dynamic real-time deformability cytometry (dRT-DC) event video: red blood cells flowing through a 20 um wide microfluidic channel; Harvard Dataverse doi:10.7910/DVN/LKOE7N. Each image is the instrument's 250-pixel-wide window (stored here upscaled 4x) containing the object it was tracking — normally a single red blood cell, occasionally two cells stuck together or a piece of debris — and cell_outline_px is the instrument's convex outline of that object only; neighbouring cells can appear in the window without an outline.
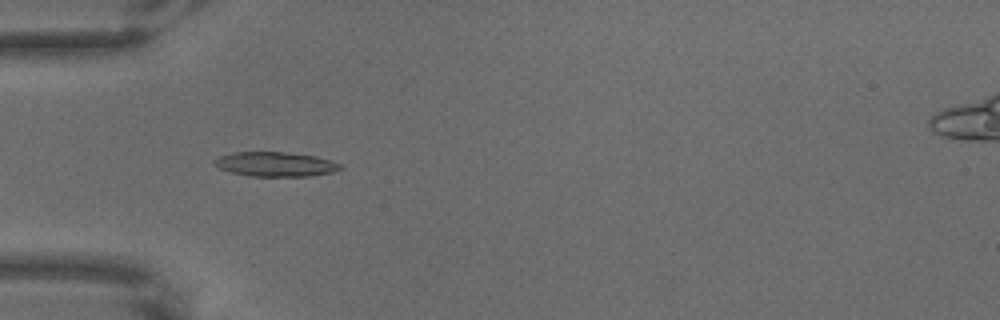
{"species": "common noctule bat (a hibernating species)", "species_latin": "Nyctalus noctula", "temperature_condition": "warm", "stored_images_in_passage": 65, "camera_frame_rate_fps": 3000, "um_per_image_px": 0.085, "animal": {"sex": "male", "body_mass_g": 18.8}, "frame": {"image": 1, "passage_image": 21, "time_ms": 6.667, "image_size_px": [1000, 320], "cell_outline_px": [[344, 168], [332, 172], [312, 176], [248, 176], [232, 172], [220, 168], [212, 164], [212, 160], [220, 156], [232, 152], [280, 152], [316, 156], [340, 164]], "centroid_in_image_um": [23.38, 13.96], "position_along_channel_um": 61.6, "area_um2": 17.92}}
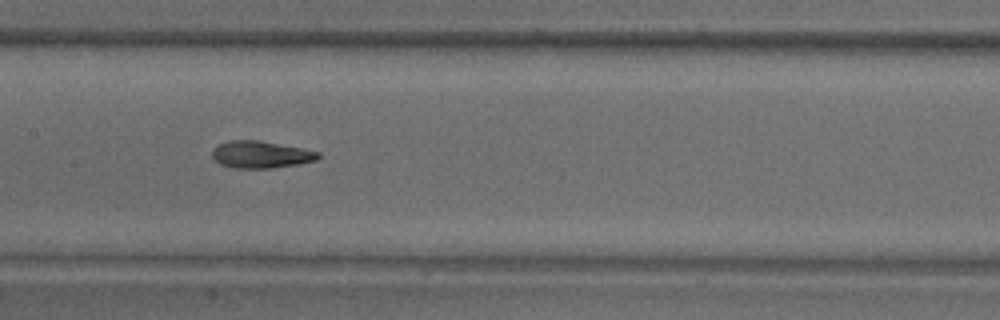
{"frame": {"image": 2, "passage_image": 33, "time_ms": 10.667, "image_size_px": [1000, 320], "cell_outline_px": [[320, 156], [316, 160], [300, 164], [272, 168], [232, 168], [220, 164], [212, 156], [212, 148], [228, 140], [260, 140], [320, 152]], "centroid_in_image_um": [22.15, 13.14], "position_along_channel_um": 185.2, "area_um2": 16.76}}
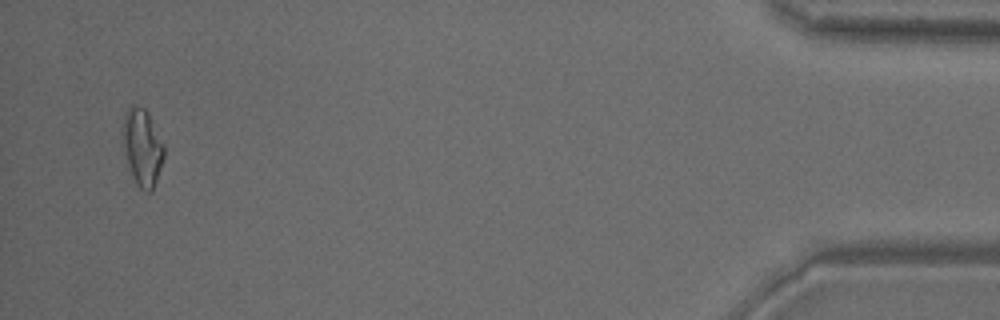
{"frame": {"image": 3, "passage_image": 63, "time_ms": 20.667, "image_size_px": [1000, 320], "cell_outline_px": [[164, 156], [152, 192], [144, 192], [136, 184], [128, 164], [120, 140], [120, 128], [124, 112], [132, 104], [136, 104], [144, 108], [148, 112], [164, 144]], "centroid_in_image_um": [12.05, 12.46], "position_along_channel_um": 423.2, "area_um2": 19.07}}